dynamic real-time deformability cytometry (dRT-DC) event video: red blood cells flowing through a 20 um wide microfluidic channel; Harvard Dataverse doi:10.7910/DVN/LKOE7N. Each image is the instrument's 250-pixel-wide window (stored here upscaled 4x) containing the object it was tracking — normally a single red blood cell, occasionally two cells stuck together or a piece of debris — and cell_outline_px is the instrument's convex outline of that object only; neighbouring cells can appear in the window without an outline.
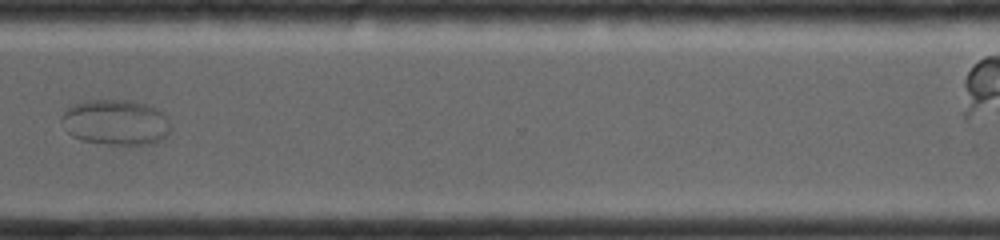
{"species": "common noctule bat (a hibernating species)", "species_latin": "Nyctalus noctula", "temperature_condition": "room temperature", "stored_images_in_passage": 17, "camera_frame_rate_fps": 4000, "um_per_image_px": 0.085, "animal": {"sex": "female", "body_mass_g": 19.0, "forearm_length_mm": 56.7}, "frame": {"image": 1, "passage_image": 12, "time_ms": 10.25, "image_size_px": [1000, 240], "cell_outline_px": [[168, 136], [156, 144], [108, 144], [84, 140], [72, 136], [68, 132], [60, 120], [60, 116], [72, 104], [84, 100], [132, 100], [156, 108], [168, 120]], "centroid_in_image_um": [9.81, 10.39], "position_along_channel_um": 360.8, "area_um2": 28.84}}
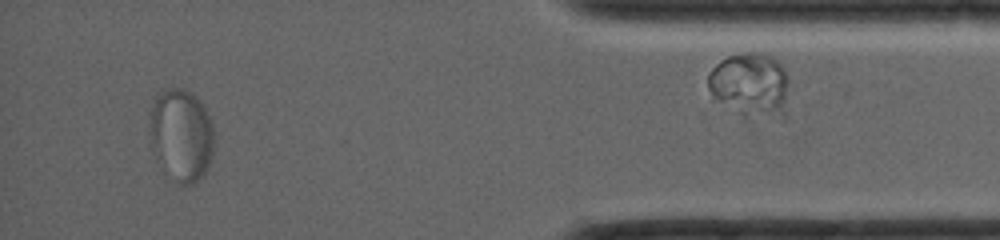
{"frame": {"image": 2, "passage_image": 15, "time_ms": 12.5, "image_size_px": [1000, 240], "cell_outline_px": [[212, 152], [208, 168], [192, 184], [180, 184], [176, 180], [152, 148], [148, 124], [148, 112], [156, 96], [164, 88], [184, 88], [192, 92], [200, 100], [212, 124]], "centroid_in_image_um": [15.38, 11.36], "position_along_channel_um": 419.8, "area_um2": 34.04}}